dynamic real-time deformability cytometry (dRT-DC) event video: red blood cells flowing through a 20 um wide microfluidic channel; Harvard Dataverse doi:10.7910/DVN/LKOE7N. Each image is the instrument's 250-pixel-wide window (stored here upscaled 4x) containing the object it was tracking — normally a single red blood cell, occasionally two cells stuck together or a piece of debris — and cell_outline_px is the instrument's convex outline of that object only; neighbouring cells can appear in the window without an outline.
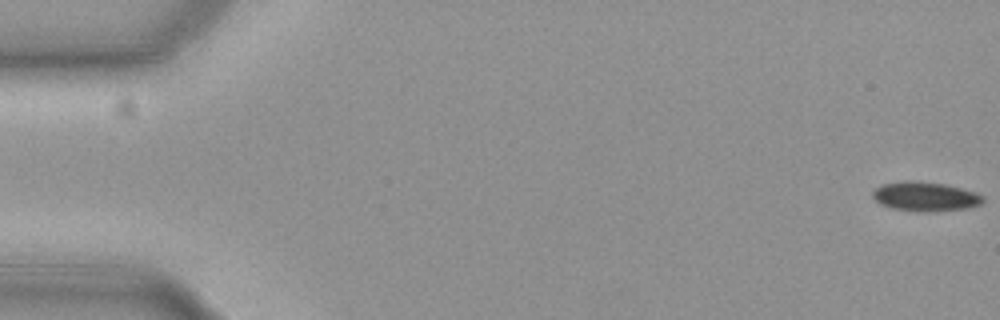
{"species": "common noctule bat (a hibernating species)", "species_latin": "Nyctalus noctula", "temperature_condition": "cold", "stored_images_in_passage": 54, "camera_frame_rate_fps": 3000, "um_per_image_px": 0.085, "animal": {"sex": "female", "body_mass_g": 19.3, "forearm_length_mm": 54.1}, "frame": {"image": 1, "passage_image": 1, "time_ms": 0.0, "image_size_px": [1000, 320], "cell_outline_px": [[984, 200], [980, 204], [968, 208], [928, 212], [920, 212], [892, 208], [880, 204], [872, 196], [872, 192], [880, 184], [900, 180], [912, 180], [944, 184], [960, 188], [984, 196]], "centroid_in_image_um": [78.59, 16.7], "position_along_channel_um": 6.4, "area_um2": 18.9}}
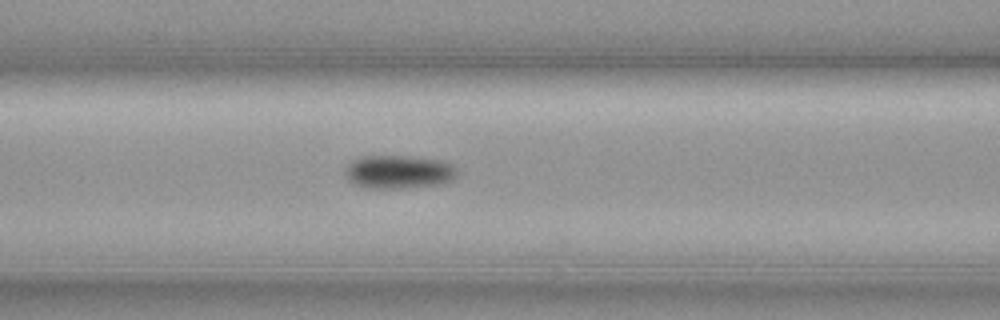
{"frame": {"image": 2, "passage_image": 24, "time_ms": 7.667, "image_size_px": [1000, 320], "cell_outline_px": [[456, 176], [452, 180], [440, 184], [408, 188], [364, 188], [352, 184], [344, 176], [344, 168], [352, 160], [364, 156], [404, 156], [444, 160], [452, 164], [456, 168]], "centroid_in_image_um": [33.85, 14.62], "position_along_channel_um": 132.8, "area_um2": 22.14}}
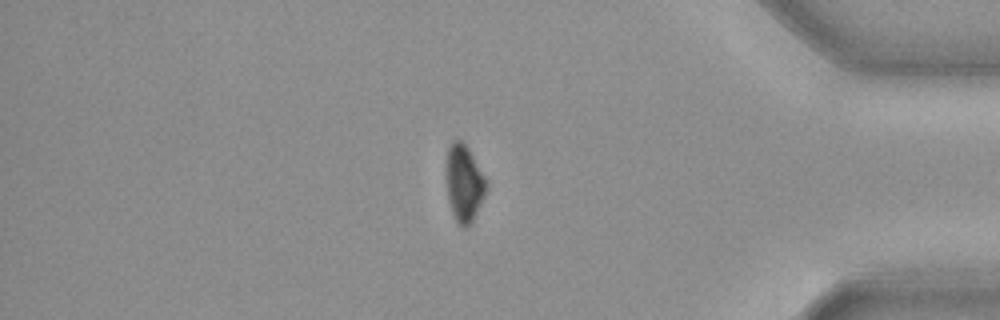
{"frame": {"image": 3, "passage_image": 48, "time_ms": 15.667, "image_size_px": [1000, 320], "cell_outline_px": [[488, 188], [472, 220], [464, 228], [456, 220], [452, 212], [448, 196], [448, 148], [452, 140], [460, 140], [468, 148], [484, 176], [488, 184]], "centroid_in_image_um": [39.47, 15.56], "position_along_channel_um": 395.7, "area_um2": 17.11}, "authors_computed_cell_mechanics": {"area_um2": 19.8543, "velocity_mm_per_s": 3.7103, "shape_relaxation_time_tau1_ms": 6.8286, "shape_relaxation_time_tau2_ms": null, "deformation_change_tau1": 0.1254, "deformation_change_tau2": null}}